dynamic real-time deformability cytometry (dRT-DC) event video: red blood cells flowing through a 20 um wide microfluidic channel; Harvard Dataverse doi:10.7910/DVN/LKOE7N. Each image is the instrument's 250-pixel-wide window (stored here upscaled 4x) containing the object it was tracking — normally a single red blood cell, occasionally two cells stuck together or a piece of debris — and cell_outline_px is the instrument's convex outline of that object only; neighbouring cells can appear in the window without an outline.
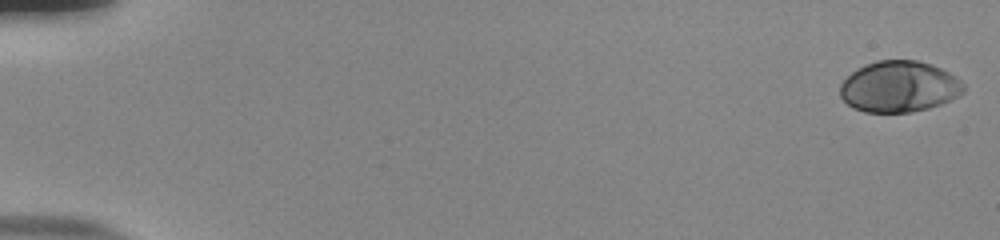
{"species": "human", "species_latin": "Homo sapiens", "temperature_condition": "room temperature", "stored_images_in_passage": 55, "camera_frame_rate_fps": 3000, "um_per_image_px": 0.085, "donor": {"sex": "male"}, "frame": {"image": 1, "passage_image": 1, "time_ms": 0.0, "image_size_px": [1000, 240], "cell_outline_px": [[964, 92], [940, 104], [928, 108], [912, 112], [864, 112], [852, 108], [840, 96], [840, 84], [856, 68], [876, 60], [916, 60], [932, 64], [956, 76], [964, 84]], "centroid_in_image_um": [76.41, 7.36], "position_along_channel_um": 8.6, "area_um2": 36.82}}
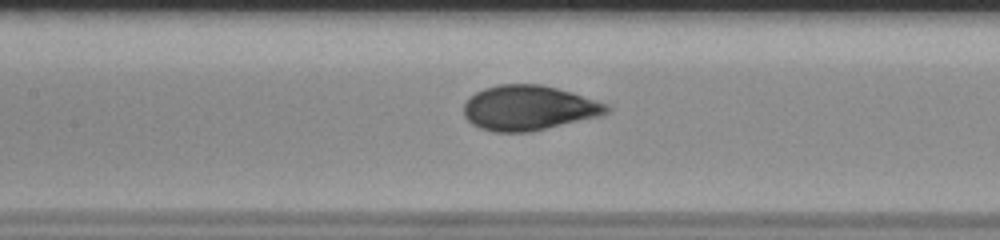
{"frame": {"image": 2, "passage_image": 27, "time_ms": 8.667, "image_size_px": [1000, 240], "cell_outline_px": [[608, 112], [600, 116], [532, 132], [492, 132], [480, 128], [472, 124], [464, 116], [464, 104], [476, 92], [484, 88], [496, 84], [540, 84], [572, 92], [608, 104]], "centroid_in_image_um": [44.93, 9.18], "position_along_channel_um": 162.5, "area_um2": 37.45}}
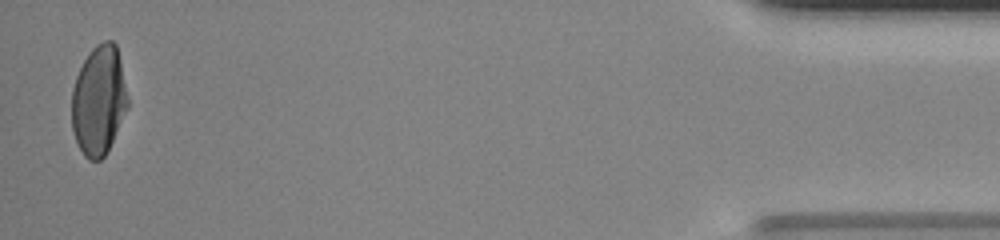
{"frame": {"image": 3, "passage_image": 54, "time_ms": 17.667, "image_size_px": [1000, 240], "cell_outline_px": [[128, 108], [104, 156], [100, 160], [88, 160], [84, 156], [76, 140], [72, 128], [72, 88], [76, 76], [84, 60], [92, 48], [96, 44], [104, 40], [112, 40], [116, 44], [120, 60], [128, 100]], "centroid_in_image_um": [8.39, 8.51], "position_along_channel_um": 426.8, "area_um2": 35.49}, "authors_computed_cell_mechanics": {"area_um2": 36.9342, "velocity_mm_per_s": 3.7975, "shape_relaxation_time_tau1_ms": 4.4551, "shape_relaxation_time_tau2_ms": null, "deformation_change_tau1": 0.1987, "deformation_change_tau2": null}}